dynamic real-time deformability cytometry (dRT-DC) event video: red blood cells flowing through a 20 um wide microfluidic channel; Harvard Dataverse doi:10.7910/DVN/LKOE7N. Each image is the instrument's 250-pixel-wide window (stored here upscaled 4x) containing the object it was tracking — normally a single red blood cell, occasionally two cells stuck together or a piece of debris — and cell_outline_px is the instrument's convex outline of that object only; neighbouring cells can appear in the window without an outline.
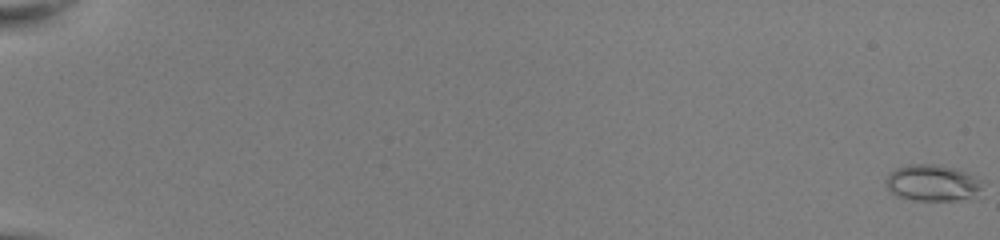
{"species": "common noctule bat (a hibernating species)", "species_latin": "Nyctalus noctula", "temperature_condition": "room temperature", "stored_images_in_passage": 53, "camera_frame_rate_fps": 3000, "um_per_image_px": 0.085, "animal": {"sex": "female", "body_mass_g": 22.0, "forearm_length_mm": 56.7}, "frame": {"image": 1, "passage_image": 1, "time_ms": 0.0, "image_size_px": [1000, 240], "cell_outline_px": [[984, 180], [980, 188], [968, 196], [960, 200], [912, 200], [896, 196], [888, 188], [884, 180], [896, 168], [908, 164], [932, 164], [956, 168]], "centroid_in_image_um": [79.21, 15.53], "position_along_channel_um": 5.8, "area_um2": 20.17}}
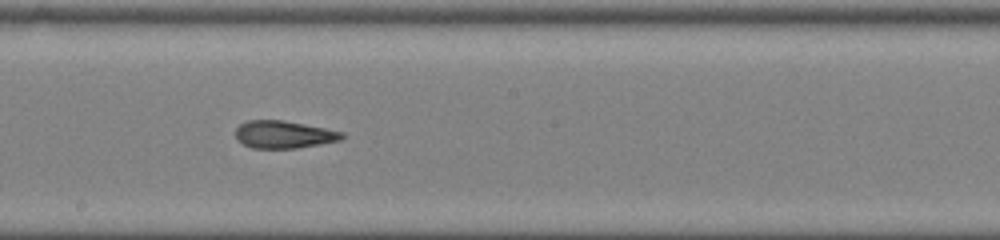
{"frame": {"image": 2, "passage_image": 33, "time_ms": 10.667, "image_size_px": [1000, 240], "cell_outline_px": [[344, 136], [340, 140], [296, 148], [252, 148], [236, 140], [236, 128], [240, 124], [248, 120], [284, 120], [344, 132]], "centroid_in_image_um": [24.09, 11.43], "position_along_channel_um": 224.1, "area_um2": 16.94}}
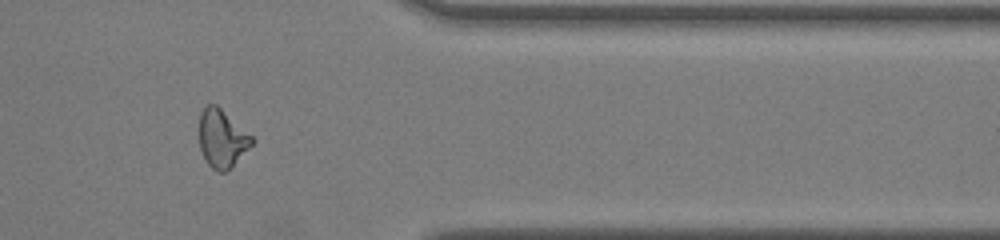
{"frame": {"image": 3, "passage_image": 46, "time_ms": 15.0, "image_size_px": [1000, 240], "cell_outline_px": [[256, 140], [224, 172], [216, 172], [208, 164], [200, 148], [200, 112], [208, 104], [216, 104], [252, 136]], "centroid_in_image_um": [18.85, 11.75], "position_along_channel_um": 392.5, "area_um2": 17.28}, "authors_computed_cell_mechanics": {"area_um2": 18.207, "velocity_mm_per_s": 4.0929, "shape_relaxation_time_tau1_ms": null, "shape_relaxation_time_tau2_ms": 1.5867, "deformation_change_tau1": null, "deformation_change_tau2": 0.0819}}